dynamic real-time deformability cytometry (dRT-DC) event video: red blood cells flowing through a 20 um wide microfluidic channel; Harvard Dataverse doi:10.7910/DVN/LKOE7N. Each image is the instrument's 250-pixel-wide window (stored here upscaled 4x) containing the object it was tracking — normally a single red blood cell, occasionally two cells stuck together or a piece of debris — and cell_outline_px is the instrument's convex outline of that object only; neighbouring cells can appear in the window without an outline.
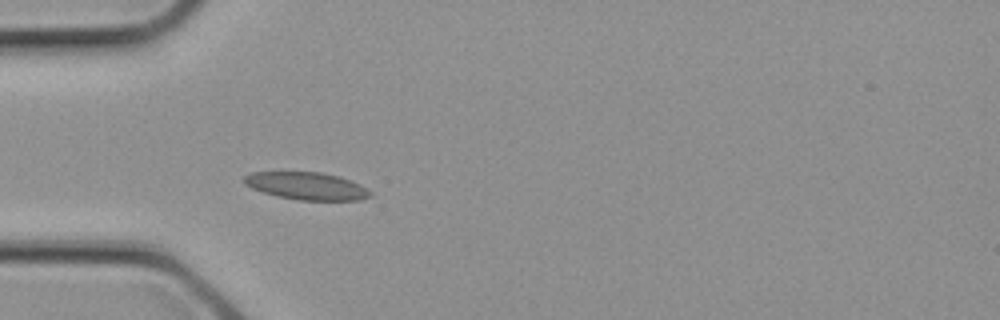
{"species": "common noctule bat (a hibernating species)", "species_latin": "Nyctalus noctula", "temperature_condition": "cold", "stored_images_in_passage": 2, "camera_frame_rate_fps": 3000, "um_per_image_px": 0.085, "animal": {"sex": "female", "body_mass_g": 21.9}, "frame": {"image": 1, "passage_image": 2, "time_ms": 0.333, "image_size_px": [1000, 320], "cell_outline_px": [[372, 196], [360, 200], [296, 200], [276, 196], [252, 188], [244, 184], [244, 176], [252, 172], [324, 172], [360, 184], [372, 192]], "centroid_in_image_um": [26.07, 15.81], "position_along_channel_um": 58.9, "area_um2": 20.17}}